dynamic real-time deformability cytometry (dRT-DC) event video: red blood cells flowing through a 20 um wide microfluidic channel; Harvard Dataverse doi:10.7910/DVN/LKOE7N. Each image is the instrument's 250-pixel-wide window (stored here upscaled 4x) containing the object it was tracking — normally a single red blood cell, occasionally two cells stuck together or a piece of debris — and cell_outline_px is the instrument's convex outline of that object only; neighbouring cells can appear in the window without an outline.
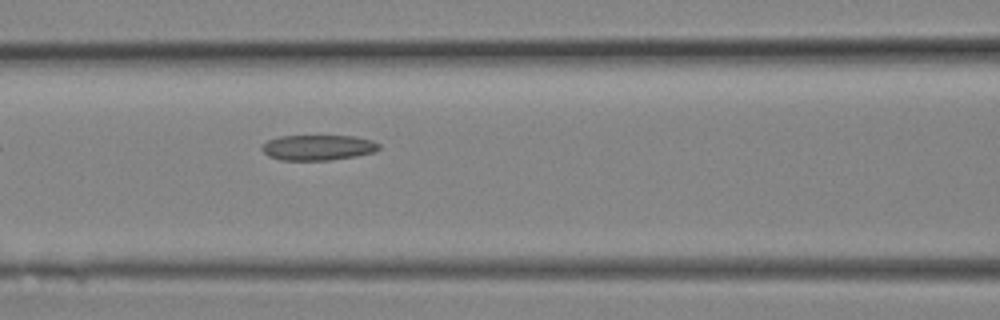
{"species": "Egyptian fruit bat (a non-hibernating species)", "species_latin": "Rousettus aegyptiacus", "temperature_condition": "room temperature", "stored_images_in_passage": 3, "camera_frame_rate_fps": 3000, "um_per_image_px": 0.085, "animal": {"sex": "female"}, "frame": {"image": 1, "passage_image": 3, "time_ms": 0.667, "image_size_px": [1000, 320], "cell_outline_px": [[380, 148], [376, 152], [356, 156], [332, 160], [280, 160], [268, 156], [260, 148], [268, 140], [280, 136], [356, 136], [372, 140], [380, 144]], "centroid_in_image_um": [27.06, 12.54], "position_along_channel_um": 139.5, "area_um2": 17.46}}